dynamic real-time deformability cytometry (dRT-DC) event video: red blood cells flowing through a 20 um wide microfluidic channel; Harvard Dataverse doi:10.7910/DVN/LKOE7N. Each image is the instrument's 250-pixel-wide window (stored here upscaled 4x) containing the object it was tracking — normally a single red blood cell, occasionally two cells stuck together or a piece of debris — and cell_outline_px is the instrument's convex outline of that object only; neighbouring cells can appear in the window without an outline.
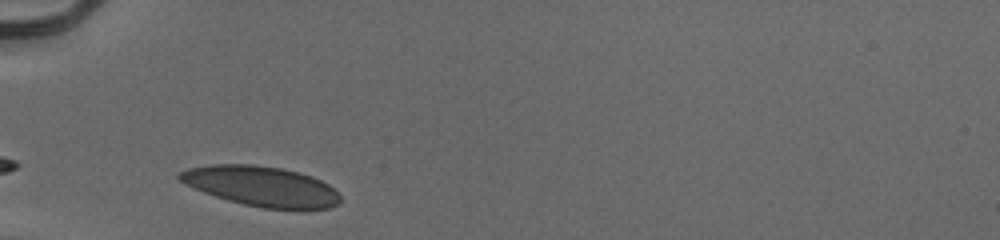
{"species": "human", "species_latin": "Homo sapiens", "temperature_condition": "cold", "stored_images_in_passage": 25, "camera_frame_rate_fps": 3000, "um_per_image_px": 0.085, "donor": {"sex": "male"}, "frame": {"image": 1, "passage_image": 1, "time_ms": 0.0, "image_size_px": [1000, 240], "cell_outline_px": [[340, 204], [328, 208], [264, 208], [244, 204], [228, 200], [204, 192], [180, 180], [176, 176], [176, 172], [188, 168], [212, 164], [252, 164], [284, 168], [300, 172], [312, 176], [328, 184], [340, 196]], "centroid_in_image_um": [22.2, 15.8], "position_along_channel_um": 62.8, "area_um2": 37.22}}
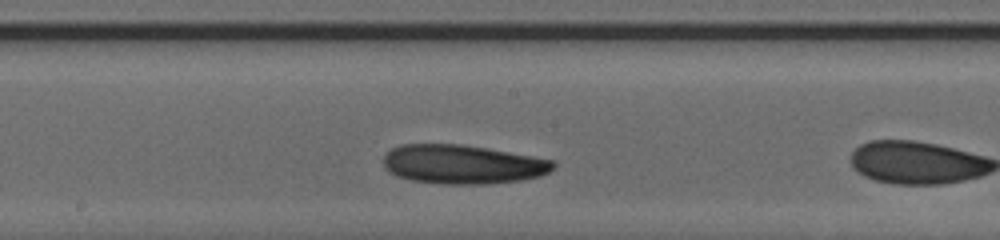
{"frame": {"image": 2, "passage_image": 10, "time_ms": 3.0, "image_size_px": [1000, 240], "cell_outline_px": [[556, 164], [548, 172], [540, 176], [520, 180], [484, 184], [444, 184], [412, 180], [396, 176], [388, 172], [384, 168], [384, 156], [392, 148], [400, 144], [460, 144], [556, 160]], "centroid_in_image_um": [39.3, 13.97], "position_along_channel_um": 208.9, "area_um2": 38.55}}
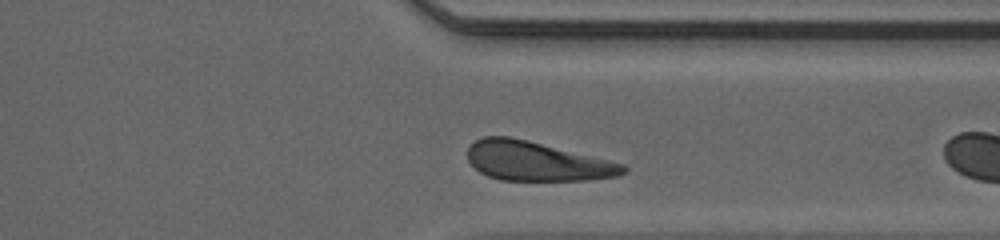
{"frame": {"image": 3, "passage_image": 22, "time_ms": 7.0, "image_size_px": [1000, 240], "cell_outline_px": [[628, 172], [620, 176], [588, 180], [500, 180], [488, 176], [480, 172], [468, 160], [468, 148], [476, 140], [484, 136], [508, 136], [528, 140], [624, 164], [628, 168]], "centroid_in_image_um": [45.64, 13.71], "position_along_channel_um": 365.8, "area_um2": 35.49}}